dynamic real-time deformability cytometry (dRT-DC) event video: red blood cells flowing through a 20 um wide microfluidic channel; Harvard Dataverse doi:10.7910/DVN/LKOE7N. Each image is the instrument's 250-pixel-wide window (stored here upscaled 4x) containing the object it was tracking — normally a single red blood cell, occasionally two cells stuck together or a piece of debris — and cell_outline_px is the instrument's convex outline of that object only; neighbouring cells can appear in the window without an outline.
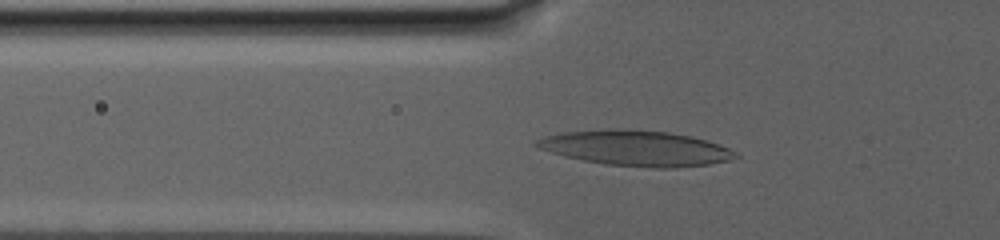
{"species": "human", "species_latin": "Homo sapiens", "temperature_condition": "warm", "stored_images_in_passage": 45, "camera_frame_rate_fps": 3000, "um_per_image_px": 0.085, "donor": {"sex": "male"}, "frame": {"image": 1, "passage_image": 36, "time_ms": 11.0, "image_size_px": [1000, 240], "cell_outline_px": [[740, 156], [728, 160], [708, 164], [672, 168], [656, 168], [604, 164], [564, 156], [536, 148], [532, 144], [536, 140], [544, 136], [564, 132], [608, 128], [636, 128], [668, 132], [692, 136], [720, 144], [740, 152]], "centroid_in_image_um": [54.06, 12.57], "position_along_channel_um": 71.7, "area_um2": 41.62}}
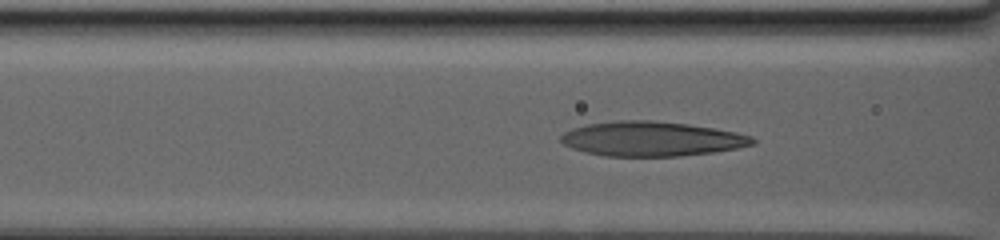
{"frame": {"image": 2, "passage_image": 44, "time_ms": 12.667, "image_size_px": [1000, 240], "cell_outline_px": [[756, 144], [736, 148], [712, 152], [680, 156], [604, 156], [584, 152], [572, 148], [564, 144], [560, 140], [560, 136], [564, 132], [572, 128], [588, 124], [616, 120], [652, 120], [688, 124], [736, 132], [752, 136], [756, 140]], "centroid_in_image_um": [55.37, 11.8], "position_along_channel_um": 111.2, "area_um2": 38.73}}